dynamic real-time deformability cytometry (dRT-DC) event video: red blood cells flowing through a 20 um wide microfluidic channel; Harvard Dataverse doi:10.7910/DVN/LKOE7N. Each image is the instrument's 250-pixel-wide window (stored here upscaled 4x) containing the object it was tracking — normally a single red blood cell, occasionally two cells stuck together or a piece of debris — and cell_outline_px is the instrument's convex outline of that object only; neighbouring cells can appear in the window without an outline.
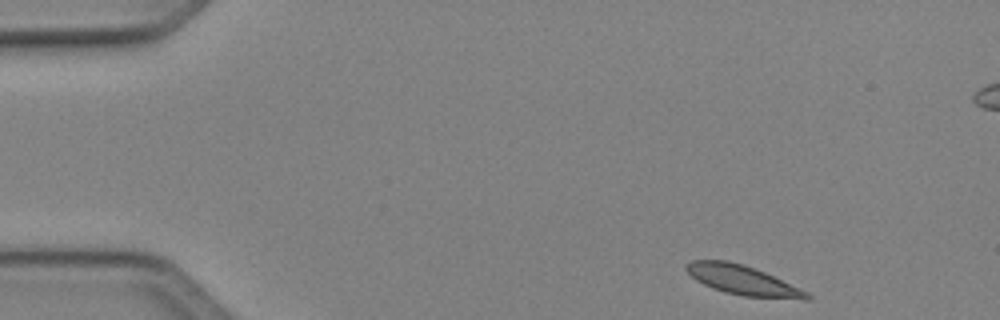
{"species": "Egyptian fruit bat (a non-hibernating species)", "species_latin": "Rousettus aegyptiacus", "temperature_condition": "cold", "stored_images_in_passage": 46, "segment_of_instrument_passage": [1, 2], "camera_frame_rate_fps": 3000, "um_per_image_px": 0.085, "animal": {"sex": "female"}, "frame": {"image": 1, "passage_image": 1, "time_ms": 0.0, "image_size_px": [1000, 320], "cell_outline_px": [[812, 300], [804, 300], [744, 296], [724, 292], [712, 288], [696, 280], [684, 268], [684, 264], [692, 260], [728, 260], [744, 264], [764, 272], [808, 292], [812, 296]], "centroid_in_image_um": [63.13, 23.82], "position_along_channel_um": 21.9, "area_um2": 20.81}}
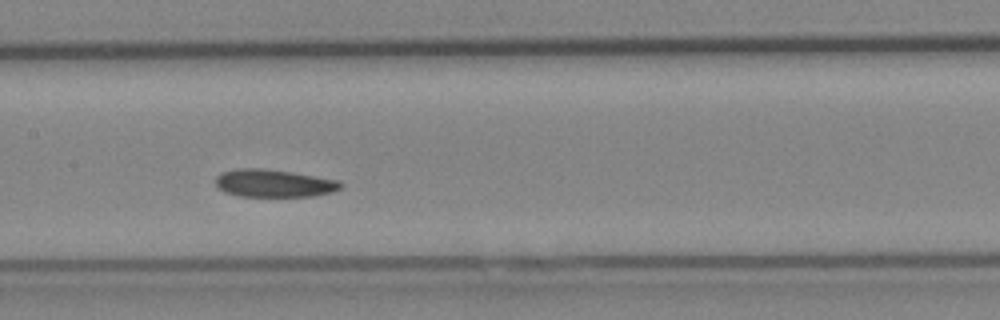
{"frame": {"image": 2, "passage_image": 20, "time_ms": 6.333, "image_size_px": [1000, 320], "cell_outline_px": [[344, 184], [340, 188], [332, 192], [312, 196], [240, 196], [224, 192], [216, 184], [216, 176], [220, 172], [236, 168], [264, 168], [340, 180]], "centroid_in_image_um": [23.27, 15.57], "position_along_channel_um": 184.1, "area_um2": 20.17}}
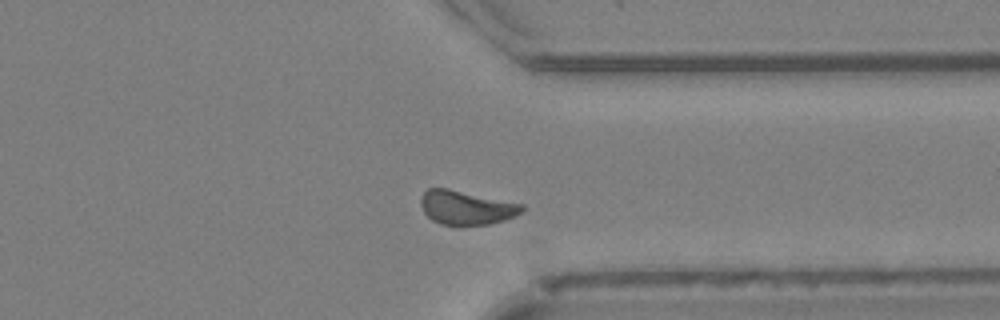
{"frame": {"image": 3, "passage_image": 34, "time_ms": 11.0, "image_size_px": [1000, 320], "cell_outline_px": [[524, 208], [520, 212], [504, 220], [488, 224], [440, 224], [432, 220], [424, 212], [420, 204], [420, 200], [424, 192], [428, 188], [448, 188], [524, 204]], "centroid_in_image_um": [39.61, 17.62], "position_along_channel_um": 371.8, "area_um2": 19.77}}